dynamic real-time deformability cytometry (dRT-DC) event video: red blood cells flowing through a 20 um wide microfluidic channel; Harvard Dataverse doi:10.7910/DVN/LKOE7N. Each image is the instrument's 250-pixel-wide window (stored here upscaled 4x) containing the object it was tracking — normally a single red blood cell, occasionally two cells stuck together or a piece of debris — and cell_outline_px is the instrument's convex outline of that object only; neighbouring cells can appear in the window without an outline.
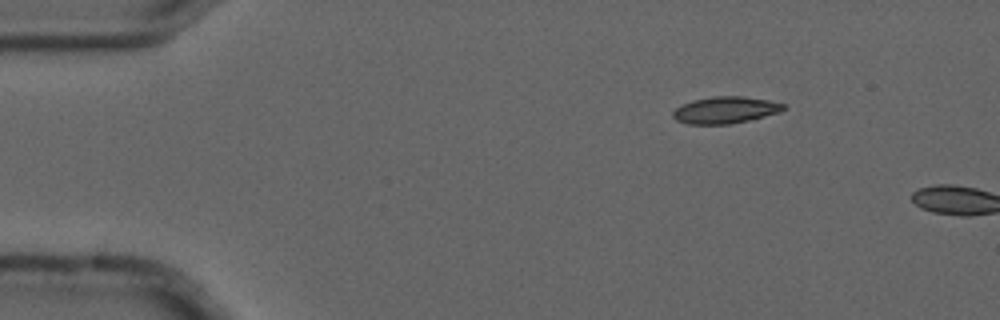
{"species": "common noctule bat (a hibernating species)", "species_latin": "Nyctalus noctula", "temperature_condition": "cold", "stored_images_in_passage": 5, "camera_frame_rate_fps": 3000, "um_per_image_px": 0.085, "animal": {"sex": "male", "forearm_length_mm": 52.5}, "frame": {"image": 1, "passage_image": 5, "time_ms": 1.333, "image_size_px": [1000, 320], "cell_outline_px": [[784, 108], [780, 112], [752, 120], [728, 124], [688, 124], [676, 120], [672, 116], [672, 112], [680, 104], [692, 100], [712, 96], [744, 96], [768, 100], [784, 104]], "centroid_in_image_um": [61.62, 9.35], "position_along_channel_um": 23.4, "area_um2": 17.4}}